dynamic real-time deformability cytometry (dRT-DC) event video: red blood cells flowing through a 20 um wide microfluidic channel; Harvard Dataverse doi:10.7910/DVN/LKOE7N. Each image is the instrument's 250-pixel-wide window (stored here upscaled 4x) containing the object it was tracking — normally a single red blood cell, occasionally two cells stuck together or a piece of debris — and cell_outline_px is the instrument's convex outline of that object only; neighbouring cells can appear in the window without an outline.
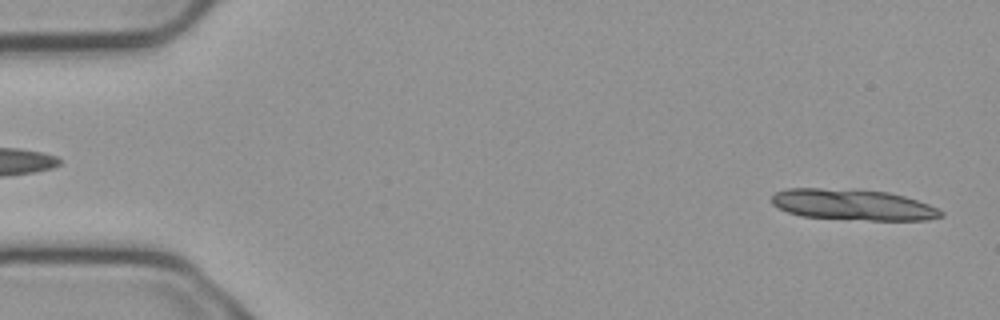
{"species": "common noctule bat (a hibernating species)", "species_latin": "Nyctalus noctula", "temperature_condition": "cold", "stored_images_in_passage": 6, "camera_frame_rate_fps": 3000, "um_per_image_px": 0.085, "animal": {"sex": "male", "body_mass_g": 23.1, "forearm_length_mm": 52.7}, "frame": {"image": 1, "passage_image": 6, "time_ms": 1.667, "image_size_px": [1000, 320], "cell_outline_px": [[944, 216], [928, 220], [868, 220], [800, 216], [788, 212], [772, 204], [772, 196], [776, 192], [788, 188], [820, 188], [888, 192], [904, 196], [940, 208], [944, 212]], "centroid_in_image_um": [72.53, 17.41], "position_along_channel_um": 12.5, "area_um2": 30.35}}